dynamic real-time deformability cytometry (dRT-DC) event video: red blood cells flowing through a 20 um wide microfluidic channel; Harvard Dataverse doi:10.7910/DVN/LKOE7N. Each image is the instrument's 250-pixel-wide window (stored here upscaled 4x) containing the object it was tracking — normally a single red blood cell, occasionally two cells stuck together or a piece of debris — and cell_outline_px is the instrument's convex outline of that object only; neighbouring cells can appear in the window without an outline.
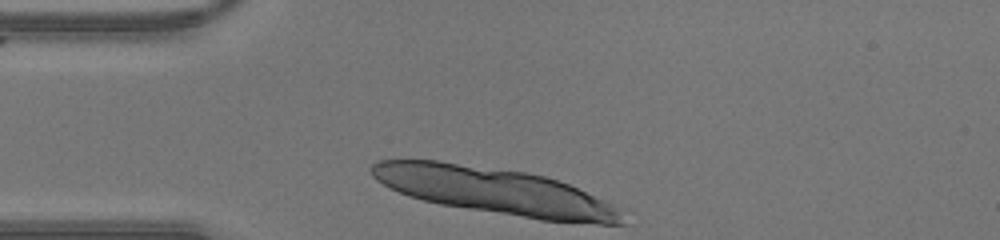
{"species": "human", "species_latin": "Homo sapiens", "temperature_condition": "warm", "stored_images_in_passage": 26, "segment_of_instrument_passage": [1, 2], "camera_frame_rate_fps": 3000, "um_per_image_px": 0.085, "donor": {"sex": "male"}, "frame": {"image": 1, "passage_image": 1, "time_ms": 0.0, "image_size_px": [1000, 240], "cell_outline_px": [[624, 224], [600, 224], [540, 220], [440, 204], [408, 196], [376, 180], [372, 176], [372, 164], [376, 160], [436, 160], [528, 172], [544, 176], [568, 184], [612, 204], [620, 208]], "centroid_in_image_um": [42.07, 16.24], "position_along_channel_um": 42.9, "area_um2": 67.57}}